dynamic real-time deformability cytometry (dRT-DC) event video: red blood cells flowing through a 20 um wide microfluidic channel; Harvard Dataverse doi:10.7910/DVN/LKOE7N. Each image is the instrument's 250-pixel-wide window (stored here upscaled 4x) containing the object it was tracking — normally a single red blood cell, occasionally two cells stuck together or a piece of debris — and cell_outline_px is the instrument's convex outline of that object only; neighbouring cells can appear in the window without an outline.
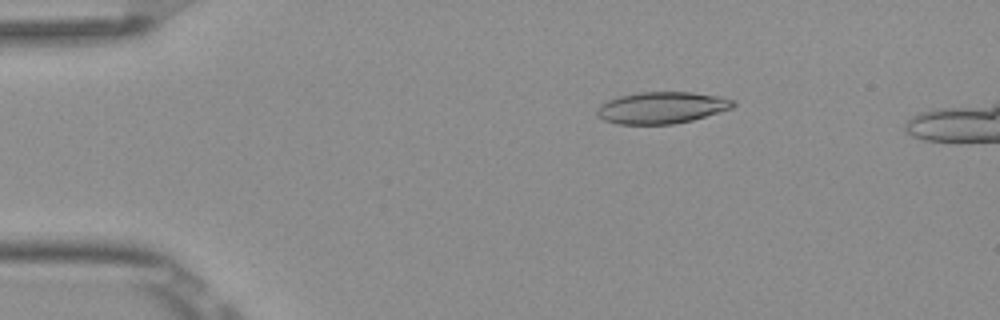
{"species": "Egyptian fruit bat (a non-hibernating species)", "species_latin": "Rousettus aegyptiacus", "temperature_condition": "room temperature", "stored_images_in_passage": 51, "camera_frame_rate_fps": 3000, "um_per_image_px": 0.085, "frame": {"image": 1, "passage_image": 9, "time_ms": 2.667, "image_size_px": [1000, 320], "cell_outline_px": [[736, 104], [732, 108], [692, 120], [672, 124], [616, 124], [604, 120], [596, 116], [596, 108], [600, 104], [608, 100], [620, 96], [640, 92], [692, 92], [720, 96], [736, 100]], "centroid_in_image_um": [56.23, 9.15], "position_along_channel_um": 28.8, "area_um2": 25.26}}
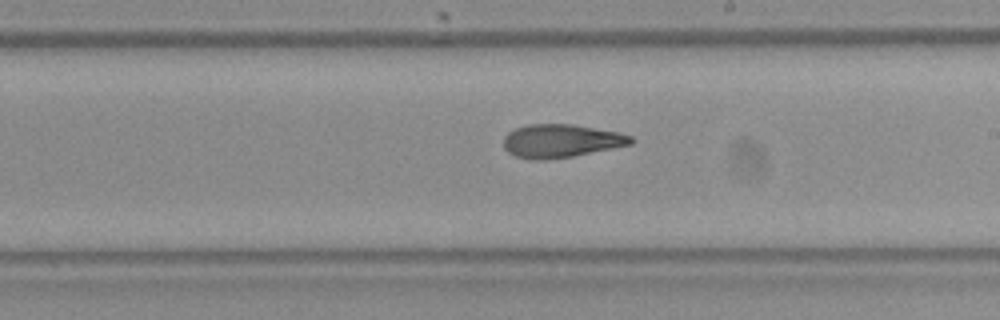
{"frame": {"image": 2, "passage_image": 30, "time_ms": 9.667, "image_size_px": [1000, 320], "cell_outline_px": [[636, 140], [632, 144], [572, 156], [544, 160], [532, 160], [516, 156], [508, 152], [504, 148], [504, 136], [508, 132], [516, 128], [528, 124], [572, 124], [620, 132], [632, 136]], "centroid_in_image_um": [47.7, 11.97], "position_along_channel_um": 241.3, "area_um2": 24.74}}
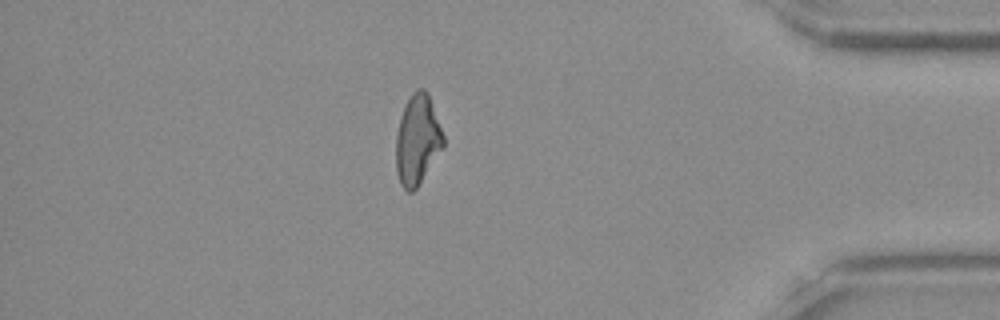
{"frame": {"image": 3, "passage_image": 45, "time_ms": 14.667, "image_size_px": [1000, 320], "cell_outline_px": [[444, 148], [416, 188], [412, 192], [408, 192], [400, 184], [396, 172], [396, 136], [400, 116], [412, 92], [416, 88], [424, 88], [428, 92], [444, 136]], "centroid_in_image_um": [35.48, 11.88], "position_along_channel_um": 399.7, "area_um2": 24.91}, "authors_computed_cell_mechanics": {"area_um2": 24.9118, "velocity_mm_per_s": 3.8868, "shape_relaxation_time_tau1_ms": null, "shape_relaxation_time_tau2_ms": 2.8284, "deformation_change_tau1": null, "deformation_change_tau2": 0.1147}}